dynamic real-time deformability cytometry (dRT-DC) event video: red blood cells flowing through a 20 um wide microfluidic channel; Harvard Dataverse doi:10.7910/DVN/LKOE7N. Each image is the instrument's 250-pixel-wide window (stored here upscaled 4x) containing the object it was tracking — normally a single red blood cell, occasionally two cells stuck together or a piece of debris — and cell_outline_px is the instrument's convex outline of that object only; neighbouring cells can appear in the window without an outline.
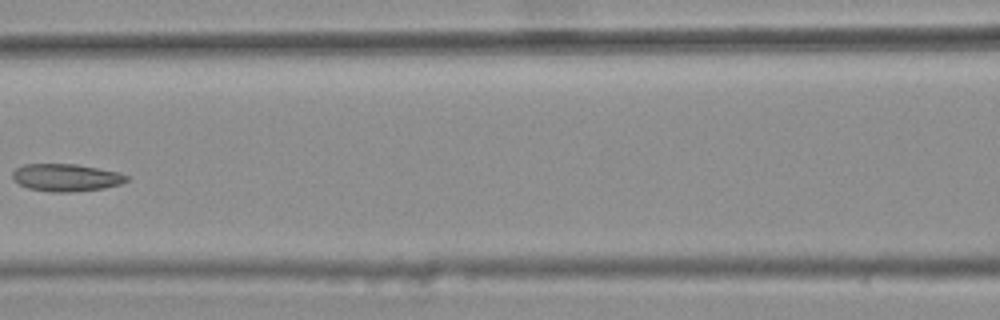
{"species": "common noctule bat (a hibernating species)", "species_latin": "Nyctalus noctula", "temperature_condition": "warm", "stored_images_in_passage": 6, "camera_frame_rate_fps": 3000, "um_per_image_px": 0.085, "animal": {"sex": "female", "body_mass_g": 25.1}, "frame": {"image": 1, "passage_image": 5, "time_ms": 1.333, "image_size_px": [1000, 320], "cell_outline_px": [[128, 180], [120, 184], [104, 188], [68, 192], [48, 192], [28, 188], [20, 184], [12, 176], [12, 172], [16, 168], [24, 164], [76, 164], [116, 172], [128, 176]], "centroid_in_image_um": [5.59, 15.09], "position_along_channel_um": 161.0, "area_um2": 18.03}}
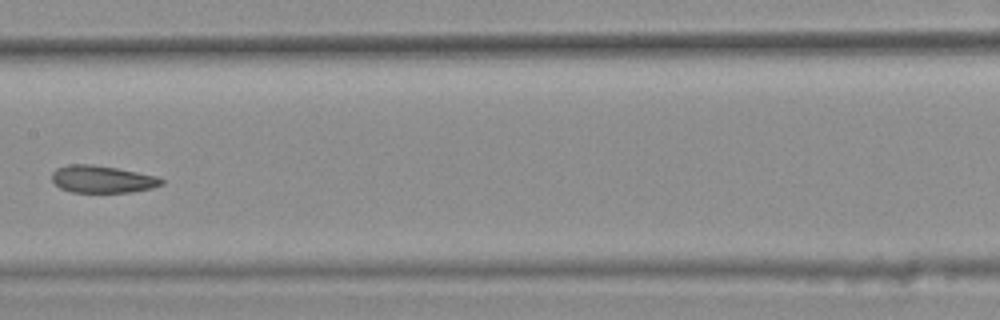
{"frame": {"image": 2, "passage_image": 6, "time_ms": 1.667, "image_size_px": [1000, 320], "cell_outline_px": [[164, 184], [152, 188], [132, 192], [72, 192], [60, 188], [52, 180], [52, 172], [56, 168], [72, 164], [92, 164], [116, 168], [156, 176], [164, 180]], "centroid_in_image_um": [8.69, 15.23], "position_along_channel_um": 198.7, "area_um2": 17.34}}